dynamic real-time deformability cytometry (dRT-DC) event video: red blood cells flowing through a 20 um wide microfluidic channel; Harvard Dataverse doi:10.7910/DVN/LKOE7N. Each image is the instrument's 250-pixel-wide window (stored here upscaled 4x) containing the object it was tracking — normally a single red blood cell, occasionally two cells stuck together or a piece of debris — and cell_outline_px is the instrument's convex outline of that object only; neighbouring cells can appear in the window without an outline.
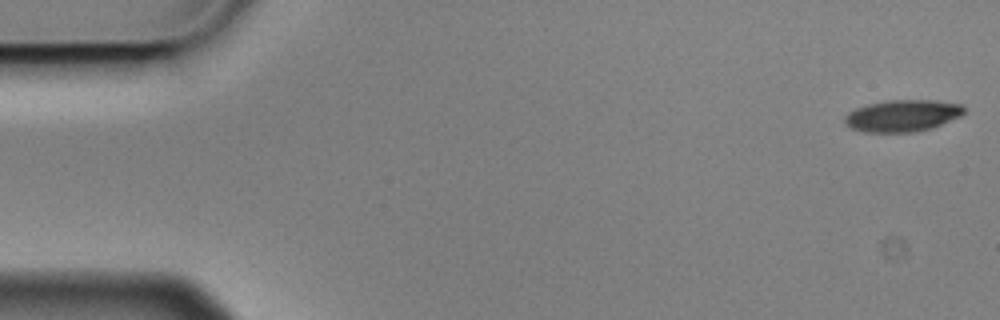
{"species": "Egyptian fruit bat (a non-hibernating species)", "species_latin": "Rousettus aegyptiacus", "temperature_condition": "cold", "stored_images_in_passage": 4, "camera_frame_rate_fps": 3000, "um_per_image_px": 0.085, "animal": {"sex": "male"}, "frame": {"image": 1, "passage_image": 1, "time_ms": 0.0, "image_size_px": [1000, 320], "cell_outline_px": [[964, 112], [960, 116], [932, 128], [912, 132], [864, 132], [852, 128], [844, 120], [844, 116], [848, 112], [856, 108], [868, 104], [884, 100], [936, 100], [964, 104]], "centroid_in_image_um": [76.72, 9.82], "position_along_channel_um": 8.3, "area_um2": 22.14}}